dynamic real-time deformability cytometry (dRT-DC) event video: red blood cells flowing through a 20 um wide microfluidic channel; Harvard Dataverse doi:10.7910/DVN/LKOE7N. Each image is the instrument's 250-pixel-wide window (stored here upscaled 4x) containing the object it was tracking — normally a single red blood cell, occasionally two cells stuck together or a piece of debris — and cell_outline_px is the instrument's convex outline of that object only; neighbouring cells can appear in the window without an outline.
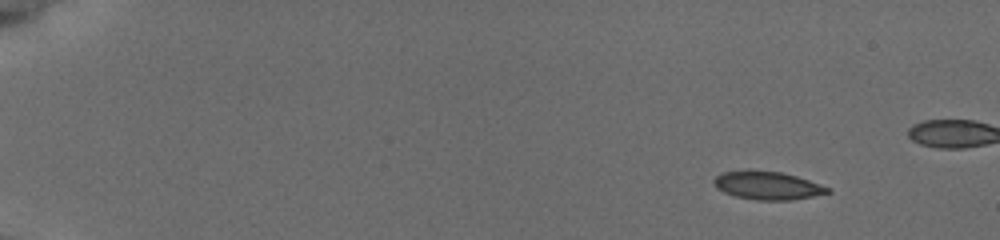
{"species": "common noctule bat (a hibernating species)", "species_latin": "Nyctalus noctula", "temperature_condition": "cold", "stored_images_in_passage": 52, "camera_frame_rate_fps": 3000, "um_per_image_px": 0.085, "animal": {"sex": "female", "body_mass_g": 19.5, "forearm_length_mm": 54.1}, "frame": {"image": 1, "passage_image": 6, "time_ms": 1.667, "image_size_px": [1000, 240], "cell_outline_px": [[832, 192], [792, 200], [756, 200], [736, 196], [724, 192], [716, 188], [712, 180], [716, 176], [724, 172], [780, 172], [796, 176], [808, 180], [828, 188]], "centroid_in_image_um": [65.23, 15.8], "position_along_channel_um": 19.8, "area_um2": 17.98}}
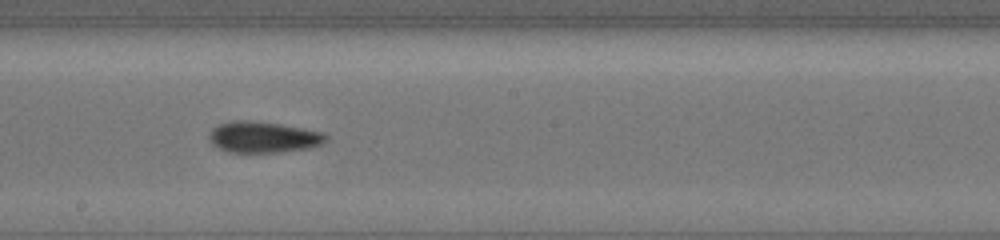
{"frame": {"image": 2, "passage_image": 33, "time_ms": 10.667, "image_size_px": [1000, 240], "cell_outline_px": [[328, 140], [324, 144], [312, 148], [280, 152], [228, 152], [212, 144], [208, 136], [212, 128], [216, 124], [232, 120], [248, 120], [280, 124], [304, 128], [324, 132], [328, 136]], "centroid_in_image_um": [22.42, 11.65], "position_along_channel_um": 225.8, "area_um2": 21.56}}
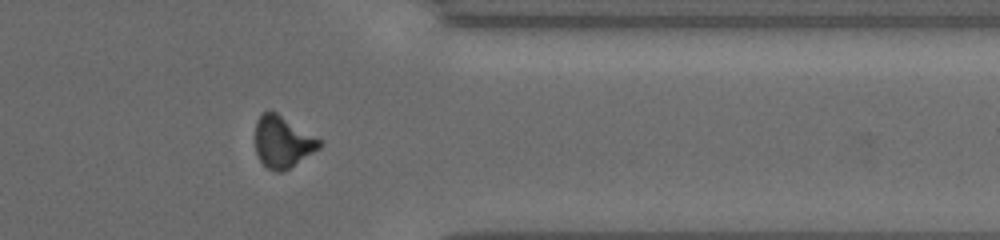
{"frame": {"image": 3, "passage_image": 46, "time_ms": 15.0, "image_size_px": [1000, 240], "cell_outline_px": [[324, 144], [320, 148], [284, 172], [276, 172], [268, 168], [260, 160], [256, 152], [256, 120], [264, 112], [276, 112], [320, 140]], "centroid_in_image_um": [24.03, 12.09], "position_along_channel_um": 387.4, "area_um2": 19.02}}